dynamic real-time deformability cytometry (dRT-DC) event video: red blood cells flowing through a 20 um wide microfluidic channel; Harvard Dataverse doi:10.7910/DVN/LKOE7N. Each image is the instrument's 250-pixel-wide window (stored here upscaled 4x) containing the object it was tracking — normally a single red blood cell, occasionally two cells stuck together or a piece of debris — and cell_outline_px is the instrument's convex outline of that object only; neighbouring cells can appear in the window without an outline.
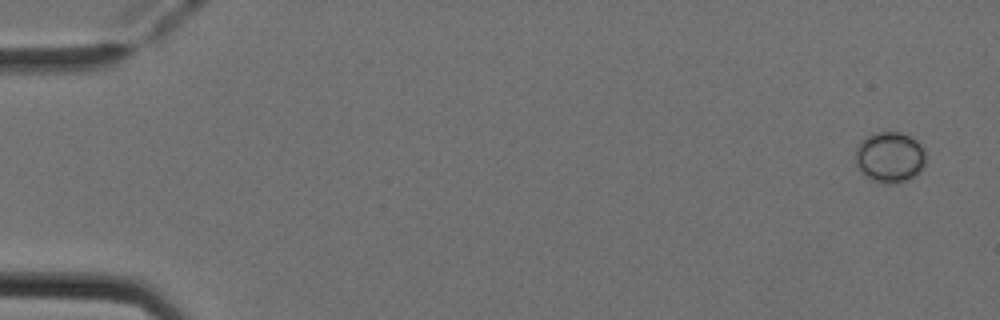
{"species": "Egyptian fruit bat (a non-hibernating species)", "species_latin": "Rousettus aegyptiacus", "temperature_condition": "cold", "stored_images_in_passage": 5, "camera_frame_rate_fps": 3000, "um_per_image_px": 0.085, "animal": {"sex": "female"}, "frame": {"image": 1, "passage_image": 1, "time_ms": 0.0, "image_size_px": [1000, 320], "cell_outline_px": [[924, 168], [916, 176], [908, 180], [892, 184], [884, 184], [872, 180], [864, 176], [856, 168], [856, 148], [860, 140], [868, 136], [880, 132], [900, 132], [912, 136], [924, 148]], "centroid_in_image_um": [75.63, 13.38], "position_along_channel_um": 9.4, "area_um2": 21.15}}
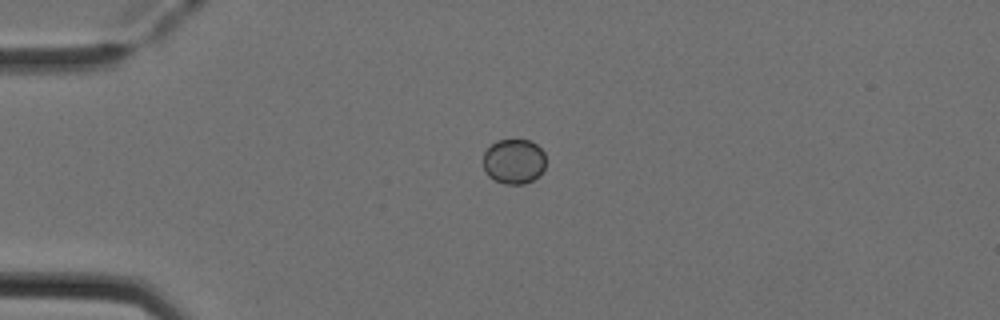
{"frame": {"image": 2, "passage_image": 4, "time_ms": 1.0, "image_size_px": [1000, 320], "cell_outline_px": [[544, 168], [532, 180], [524, 184], [504, 184], [488, 176], [484, 168], [484, 152], [496, 140], [528, 140], [536, 144], [544, 152]], "centroid_in_image_um": [43.66, 13.71], "position_along_channel_um": 41.3, "area_um2": 16.18}}